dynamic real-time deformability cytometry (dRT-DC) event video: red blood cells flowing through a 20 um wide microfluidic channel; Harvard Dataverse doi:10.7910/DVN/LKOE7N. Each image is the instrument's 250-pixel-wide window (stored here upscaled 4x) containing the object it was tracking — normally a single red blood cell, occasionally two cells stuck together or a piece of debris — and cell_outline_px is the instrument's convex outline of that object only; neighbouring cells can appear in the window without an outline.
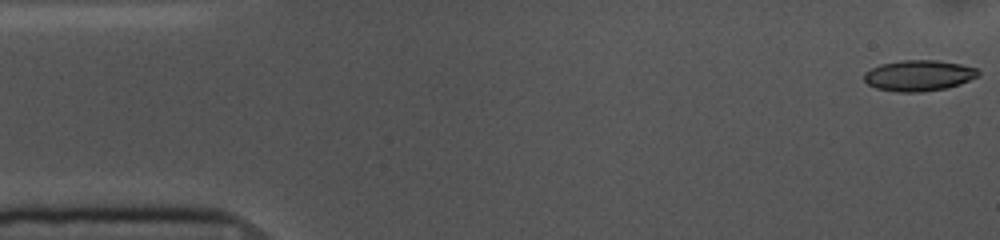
{"species": "common noctule bat (a hibernating species)", "species_latin": "Nyctalus noctula", "temperature_condition": "cold", "stored_images_in_passage": 54, "camera_frame_rate_fps": 3000, "um_per_image_px": 0.085, "animal": {"sex": "female", "body_mass_g": 10.0, "forearm_length_mm": 53.1}, "frame": {"image": 1, "passage_image": 1, "time_ms": 0.0, "image_size_px": [1000, 240], "cell_outline_px": [[980, 76], [960, 84], [944, 88], [920, 92], [900, 92], [876, 88], [868, 84], [864, 80], [864, 72], [880, 64], [900, 60], [936, 60], [960, 64], [976, 68], [980, 72]], "centroid_in_image_um": [78.1, 6.41], "position_along_channel_um": 6.9, "area_um2": 20.52}}
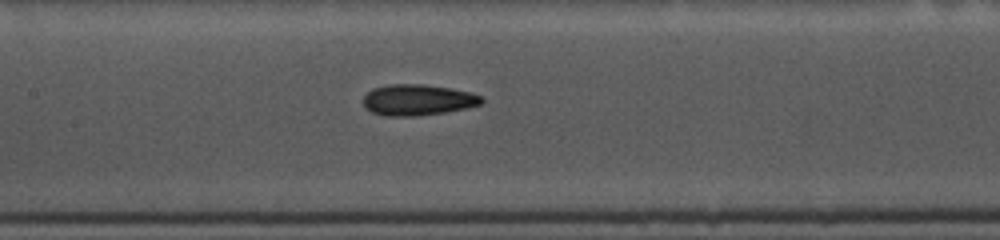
{"frame": {"image": 2, "passage_image": 24, "time_ms": 7.667, "image_size_px": [1000, 240], "cell_outline_px": [[484, 100], [480, 104], [468, 108], [444, 112], [416, 116], [384, 116], [372, 112], [364, 108], [364, 96], [372, 88], [388, 84], [424, 84], [452, 88], [484, 96]], "centroid_in_image_um": [35.51, 8.49], "position_along_channel_um": 171.9, "area_um2": 21.56}}
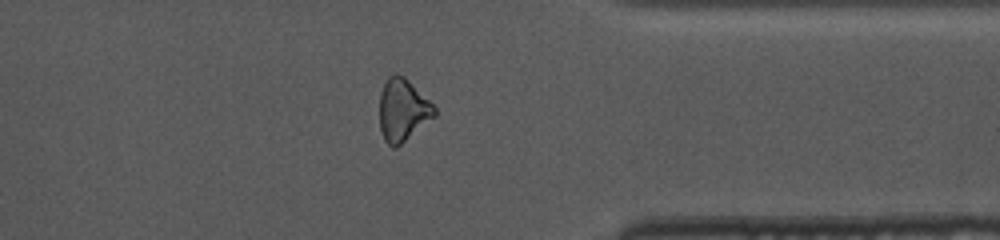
{"frame": {"image": 3, "passage_image": 42, "time_ms": 13.667, "image_size_px": [1000, 240], "cell_outline_px": [[436, 116], [396, 148], [392, 148], [384, 140], [380, 128], [380, 92], [388, 76], [396, 72], [404, 76], [436, 108]], "centroid_in_image_um": [34.22, 9.36], "position_along_channel_um": 377.2, "area_um2": 19.94}, "authors_computed_cell_mechanics": {"area_um2": 20.8369, "velocity_mm_per_s": 3.6029, "shape_relaxation_time_tau1_ms": 3.8492, "shape_relaxation_time_tau2_ms": 3.7832, "deformation_change_tau1": 0.1315, "deformation_change_tau2": 0.1189}}